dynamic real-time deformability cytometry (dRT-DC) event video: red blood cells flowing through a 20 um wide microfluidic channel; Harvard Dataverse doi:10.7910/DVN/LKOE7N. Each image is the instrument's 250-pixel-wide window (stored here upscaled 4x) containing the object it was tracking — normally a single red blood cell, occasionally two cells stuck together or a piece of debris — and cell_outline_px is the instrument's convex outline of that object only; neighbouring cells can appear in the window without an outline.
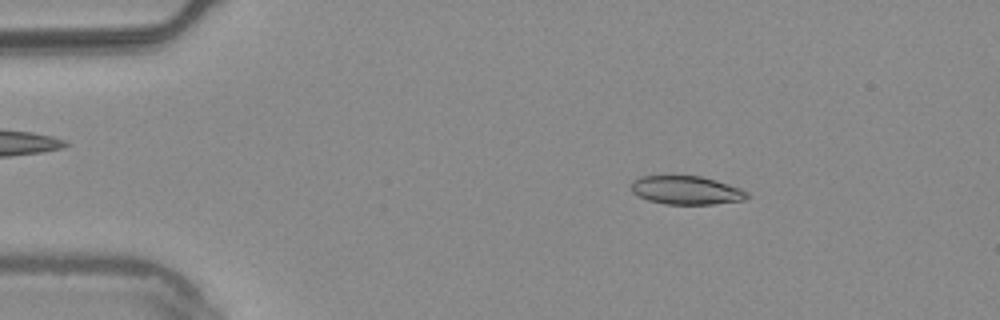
{"species": "common noctule bat (a hibernating species)", "species_latin": "Nyctalus noctula", "temperature_condition": "warm", "stored_images_in_passage": 53, "camera_frame_rate_fps": 3000, "um_per_image_px": 0.085, "animal": {"sex": "male", "body_mass_g": 20.4}, "frame": {"image": 1, "passage_image": 8, "time_ms": 2.333, "image_size_px": [1000, 320], "cell_outline_px": [[752, 196], [744, 200], [712, 204], [664, 204], [648, 200], [632, 192], [632, 180], [640, 176], [700, 176], [716, 180], [740, 188], [748, 192]], "centroid_in_image_um": [58.36, 16.17], "position_along_channel_um": 26.6, "area_um2": 19.25}}
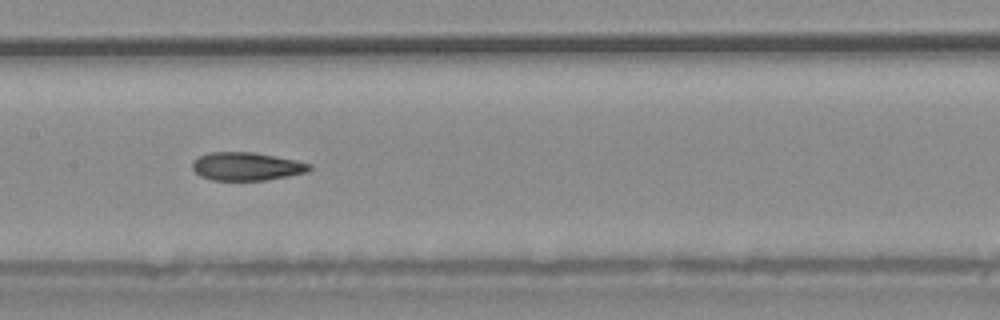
{"frame": {"image": 2, "passage_image": 26, "time_ms": 8.333, "image_size_px": [1000, 320], "cell_outline_px": [[312, 168], [308, 172], [288, 176], [264, 180], [212, 180], [200, 176], [192, 168], [192, 160], [200, 156], [212, 152], [252, 152], [296, 160], [312, 164]], "centroid_in_image_um": [20.96, 14.14], "position_along_channel_um": 186.4, "area_um2": 19.19}}
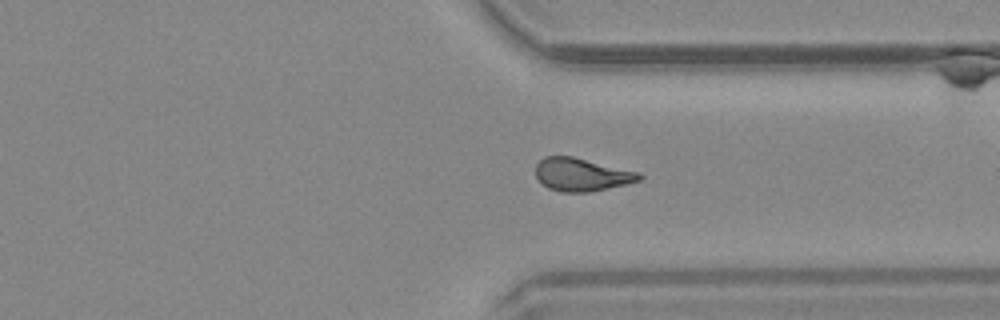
{"frame": {"image": 3, "passage_image": 40, "time_ms": 13.0, "image_size_px": [1000, 320], "cell_outline_px": [[644, 176], [640, 180], [624, 184], [588, 192], [560, 192], [548, 188], [536, 176], [536, 164], [544, 156], [572, 156], [640, 172]], "centroid_in_image_um": [49.43, 14.83], "position_along_channel_um": 362.0, "area_um2": 19.77}, "authors_computed_cell_mechanics": {"area_um2": 19.9988, "velocity_mm_per_s": 3.7591, "shape_relaxation_time_tau1_ms": null, "shape_relaxation_time_tau2_ms": 2.99, "deformation_change_tau1": null, "deformation_change_tau2": 0.1099}}